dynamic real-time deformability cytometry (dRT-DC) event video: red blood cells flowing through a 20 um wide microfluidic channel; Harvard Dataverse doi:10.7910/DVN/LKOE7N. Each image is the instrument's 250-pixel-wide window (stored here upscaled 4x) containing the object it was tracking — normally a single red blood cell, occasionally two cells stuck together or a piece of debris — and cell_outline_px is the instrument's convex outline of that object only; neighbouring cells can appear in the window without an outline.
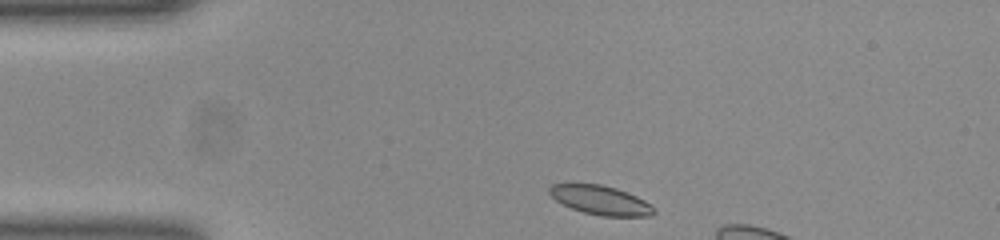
{"species": "common noctule bat (a hibernating species)", "species_latin": "Nyctalus noctula", "temperature_condition": "room temperature", "stored_images_in_passage": 6, "camera_frame_rate_fps": 3000, "um_per_image_px": 0.085, "animal": {"sex": "female", "body_mass_g": 23.0, "forearm_length_mm": 53.4}, "frame": {"image": 1, "passage_image": 1, "time_ms": 0.0, "image_size_px": [1000, 240], "cell_outline_px": [[656, 212], [652, 216], [604, 216], [584, 212], [572, 208], [556, 200], [548, 192], [548, 188], [552, 184], [600, 184], [616, 188], [636, 196], [652, 204]], "centroid_in_image_um": [51.08, 17.01], "position_along_channel_um": 33.9, "area_um2": 17.57}}